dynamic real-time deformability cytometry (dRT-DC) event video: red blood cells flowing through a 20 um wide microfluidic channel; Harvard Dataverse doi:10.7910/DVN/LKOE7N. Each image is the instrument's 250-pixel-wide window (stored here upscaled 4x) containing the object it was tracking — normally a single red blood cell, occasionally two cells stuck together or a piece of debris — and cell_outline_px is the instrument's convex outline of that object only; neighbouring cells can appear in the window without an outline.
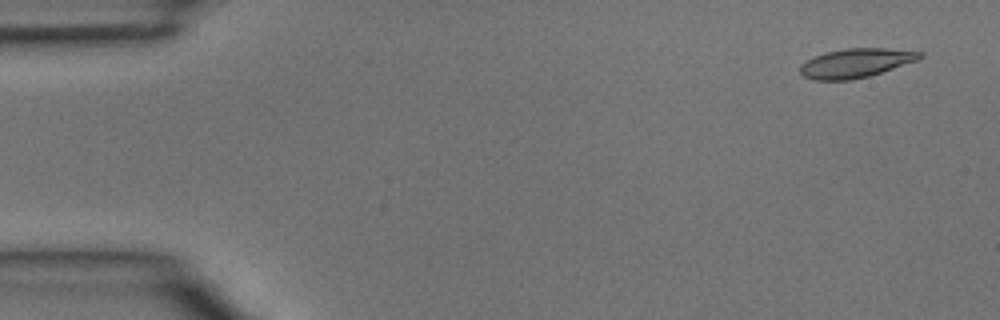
{"species": "common noctule bat (a hibernating species)", "species_latin": "Nyctalus noctula", "temperature_condition": "room temperature", "stored_images_in_passage": 4, "camera_frame_rate_fps": 3000, "um_per_image_px": 0.085, "animal": {"sex": "male", "body_mass_g": 15.6}, "frame": {"image": 1, "passage_image": 1, "time_ms": 0.0, "image_size_px": [1000, 320], "cell_outline_px": [[924, 56], [916, 60], [868, 76], [852, 80], [812, 80], [804, 76], [800, 72], [800, 64], [816, 56], [828, 52], [848, 48], [884, 48], [924, 52]], "centroid_in_image_um": [72.73, 5.36], "position_along_channel_um": 12.3, "area_um2": 19.94}}
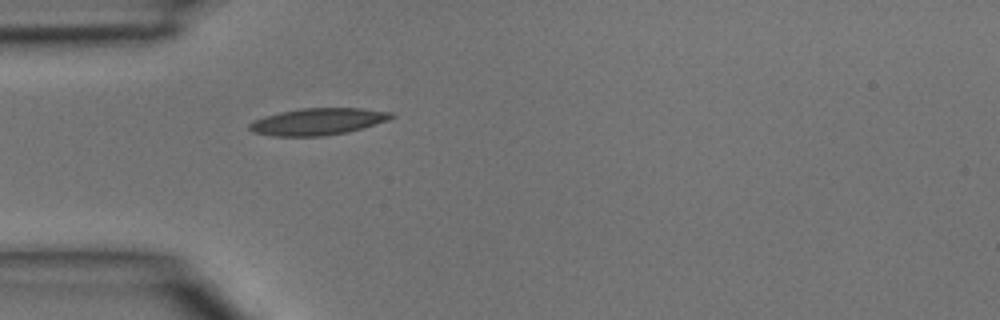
{"frame": {"image": 2, "passage_image": 4, "time_ms": 1.0, "image_size_px": [1000, 320], "cell_outline_px": [[396, 116], [388, 120], [364, 128], [348, 132], [324, 136], [272, 136], [252, 132], [248, 128], [248, 124], [252, 120], [264, 116], [280, 112], [300, 108], [360, 108], [392, 112]], "centroid_in_image_um": [27.0, 10.33], "position_along_channel_um": 58.0, "area_um2": 22.43}}